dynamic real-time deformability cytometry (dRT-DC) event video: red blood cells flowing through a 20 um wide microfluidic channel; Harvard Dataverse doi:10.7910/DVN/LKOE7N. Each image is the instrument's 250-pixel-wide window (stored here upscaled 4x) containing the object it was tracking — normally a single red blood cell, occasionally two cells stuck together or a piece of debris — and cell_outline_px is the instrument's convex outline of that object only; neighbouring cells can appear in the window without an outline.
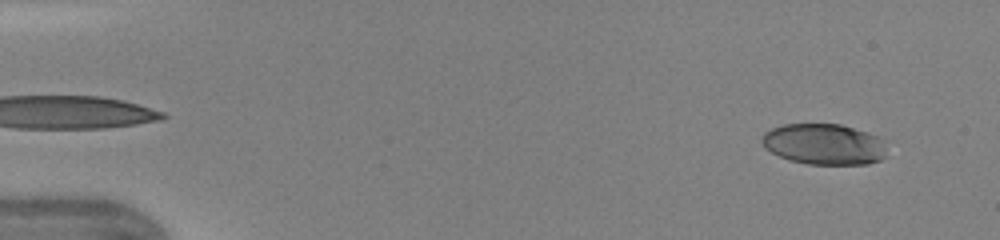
{"species": "human", "species_latin": "Homo sapiens", "temperature_condition": "warm", "stored_images_in_passage": 25, "camera_frame_rate_fps": 3000, "um_per_image_px": 0.085, "donor": {"sex": "female"}, "frame": {"image": 1, "passage_image": 3, "time_ms": 0.667, "image_size_px": [1000, 240], "cell_outline_px": [[884, 156], [880, 160], [868, 164], [808, 164], [788, 160], [764, 148], [760, 140], [764, 132], [772, 128], [784, 124], [840, 124], [868, 132], [880, 136], [884, 140]], "centroid_in_image_um": [70.03, 12.25], "position_along_channel_um": 15.0, "area_um2": 29.94}}
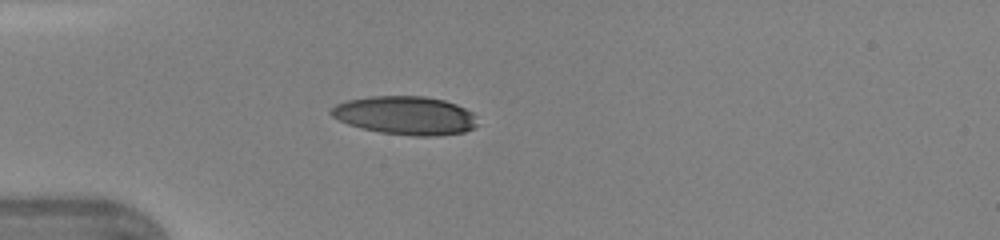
{"frame": {"image": 2, "passage_image": 13, "time_ms": 4.0, "image_size_px": [1000, 240], "cell_outline_px": [[476, 124], [472, 128], [464, 132], [436, 136], [412, 136], [380, 132], [348, 124], [332, 116], [328, 112], [336, 104], [348, 100], [368, 96], [424, 96], [444, 100], [456, 104], [472, 112], [476, 116]], "centroid_in_image_um": [34.46, 9.81], "position_along_channel_um": 50.5, "area_um2": 32.71}}
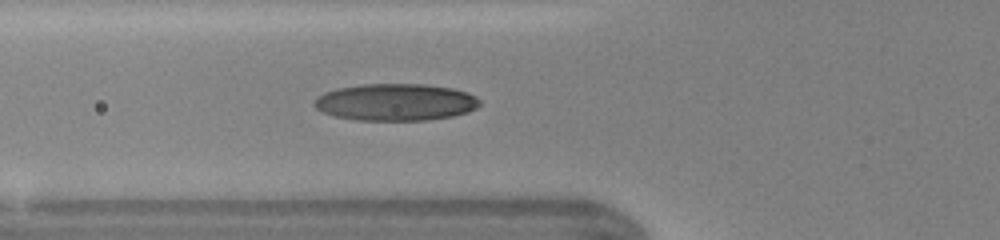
{"frame": {"image": 3, "passage_image": 17, "time_ms": 5.333, "image_size_px": [1000, 240], "cell_outline_px": [[480, 104], [476, 108], [468, 112], [452, 116], [424, 120], [356, 120], [336, 116], [324, 112], [316, 108], [312, 104], [316, 96], [324, 92], [336, 88], [364, 84], [424, 84], [452, 88], [468, 92], [476, 96], [480, 100]], "centroid_in_image_um": [33.62, 8.67], "position_along_channel_um": 92.2, "area_um2": 35.78}}